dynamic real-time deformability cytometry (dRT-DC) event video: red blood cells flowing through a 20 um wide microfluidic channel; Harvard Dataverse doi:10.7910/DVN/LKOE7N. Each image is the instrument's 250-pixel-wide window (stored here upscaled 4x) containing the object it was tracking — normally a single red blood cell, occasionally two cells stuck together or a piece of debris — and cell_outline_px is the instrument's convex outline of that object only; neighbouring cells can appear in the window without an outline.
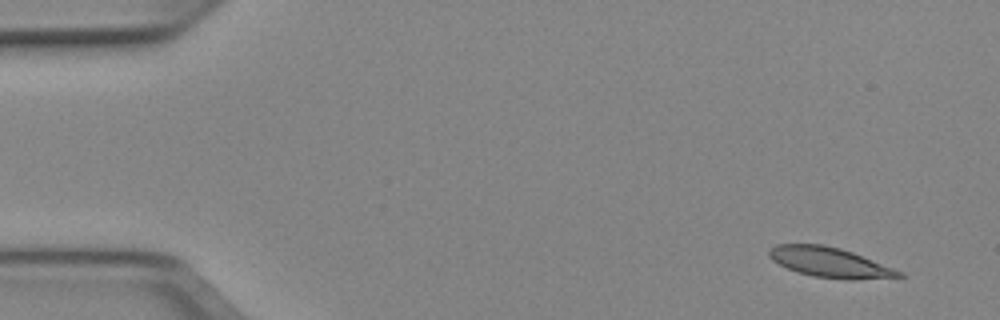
{"species": "Egyptian fruit bat (a non-hibernating species)", "species_latin": "Rousettus aegyptiacus", "temperature_condition": "cold", "stored_images_in_passage": 4, "camera_frame_rate_fps": 3000, "um_per_image_px": 0.085, "animal": {"sex": "female"}, "frame": {"image": 1, "passage_image": 1, "time_ms": 0.0, "image_size_px": [1000, 320], "cell_outline_px": [[904, 276], [852, 280], [844, 280], [812, 276], [796, 272], [772, 260], [768, 256], [768, 248], [776, 244], [824, 244], [840, 248], [852, 252], [904, 272]], "centroid_in_image_um": [70.5, 22.3], "position_along_channel_um": 14.5, "area_um2": 22.77}}
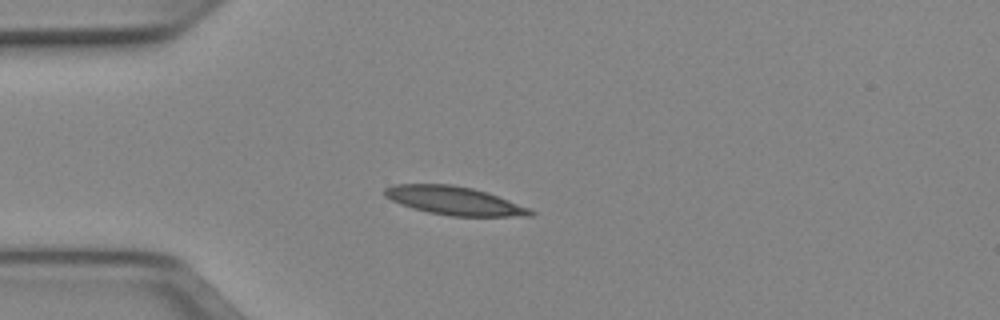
{"frame": {"image": 2, "passage_image": 4, "time_ms": 1.0, "image_size_px": [1000, 320], "cell_outline_px": [[536, 212], [532, 216], [452, 216], [428, 212], [412, 208], [400, 204], [384, 196], [384, 188], [392, 184], [452, 184], [472, 188], [488, 192], [528, 208]], "centroid_in_image_um": [38.58, 17.05], "position_along_channel_um": 46.4, "area_um2": 24.1}}